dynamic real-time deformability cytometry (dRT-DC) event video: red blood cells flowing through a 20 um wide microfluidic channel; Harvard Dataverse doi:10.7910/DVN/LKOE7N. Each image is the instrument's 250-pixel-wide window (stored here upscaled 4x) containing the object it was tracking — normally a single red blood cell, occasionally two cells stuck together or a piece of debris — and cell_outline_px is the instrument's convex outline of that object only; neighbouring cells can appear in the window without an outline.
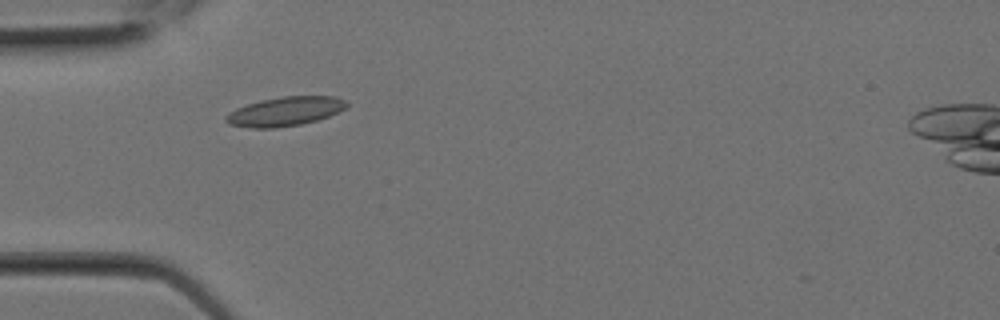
{"species": "Egyptian fruit bat (a non-hibernating species)", "species_latin": "Rousettus aegyptiacus", "temperature_condition": "room temperature", "stored_images_in_passage": 2, "camera_frame_rate_fps": 3000, "um_per_image_px": 0.085, "animal": {"sex": "female"}, "frame": {"image": 1, "passage_image": 2, "time_ms": 0.333, "image_size_px": [1000, 320], "cell_outline_px": [[348, 104], [344, 108], [328, 116], [316, 120], [300, 124], [276, 128], [252, 128], [228, 124], [224, 120], [224, 116], [236, 108], [260, 100], [280, 96], [336, 96], [344, 100]], "centroid_in_image_um": [24.18, 9.46], "position_along_channel_um": 60.8, "area_um2": 20.4}}